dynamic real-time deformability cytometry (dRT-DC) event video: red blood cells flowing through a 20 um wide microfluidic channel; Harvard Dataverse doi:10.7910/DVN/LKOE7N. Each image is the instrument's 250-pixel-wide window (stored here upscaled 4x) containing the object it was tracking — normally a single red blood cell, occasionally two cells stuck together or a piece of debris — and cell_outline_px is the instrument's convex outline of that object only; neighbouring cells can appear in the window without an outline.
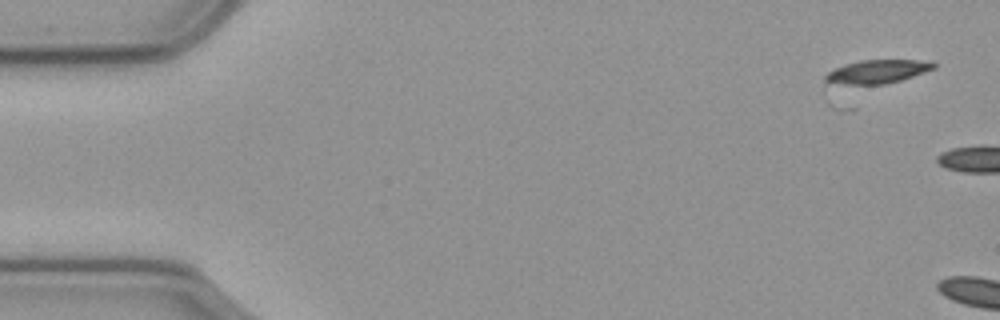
{"species": "common noctule bat (a hibernating species)", "species_latin": "Nyctalus noctula", "temperature_condition": "cold", "stored_images_in_passage": 2, "camera_frame_rate_fps": 3000, "um_per_image_px": 0.085, "animal": {"sex": "male", "body_mass_g": 23.1, "forearm_length_mm": 52.7}, "frame": {"image": 1, "passage_image": 2, "time_ms": 0.333, "image_size_px": [1000, 320], "cell_outline_px": [[936, 68], [900, 80], [884, 84], [848, 84], [824, 80], [824, 76], [828, 72], [836, 68], [860, 60], [916, 60], [936, 64]], "centroid_in_image_um": [74.59, 6.08], "position_along_channel_um": 10.4, "area_um2": 14.28}}